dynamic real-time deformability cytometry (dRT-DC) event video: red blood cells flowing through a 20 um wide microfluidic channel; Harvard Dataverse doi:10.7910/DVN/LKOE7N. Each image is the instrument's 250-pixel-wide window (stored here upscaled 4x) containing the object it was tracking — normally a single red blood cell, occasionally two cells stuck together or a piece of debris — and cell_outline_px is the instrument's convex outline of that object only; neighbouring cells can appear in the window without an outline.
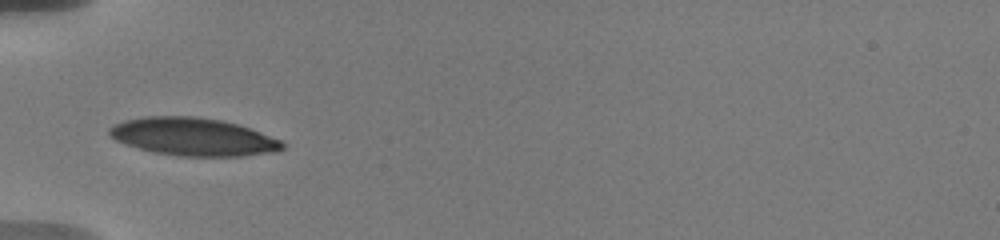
{"species": "human", "species_latin": "Homo sapiens", "temperature_condition": "warm", "stored_images_in_passage": 28, "camera_frame_rate_fps": 3000, "um_per_image_px": 0.085, "donor": {"sex": "male"}, "frame": {"image": 1, "passage_image": 1, "time_ms": 0.0, "image_size_px": [1000, 240], "cell_outline_px": [[284, 148], [280, 152], [240, 156], [180, 156], [156, 152], [140, 148], [116, 140], [108, 136], [108, 128], [112, 124], [124, 120], [144, 116], [196, 116], [220, 120], [240, 124], [280, 140], [284, 144]], "centroid_in_image_um": [16.42, 11.62], "position_along_channel_um": 68.6, "area_um2": 38.26}}
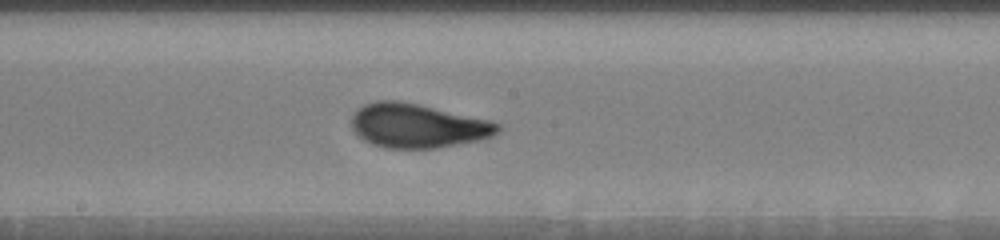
{"frame": {"image": 2, "passage_image": 11, "time_ms": 4.0, "image_size_px": [1000, 240], "cell_outline_px": [[500, 128], [492, 136], [476, 140], [436, 148], [384, 148], [372, 144], [364, 140], [352, 128], [352, 116], [364, 104], [376, 100], [400, 100], [420, 104], [488, 120], [500, 124]], "centroid_in_image_um": [35.46, 10.68], "position_along_channel_um": 212.7, "area_um2": 37.22}}
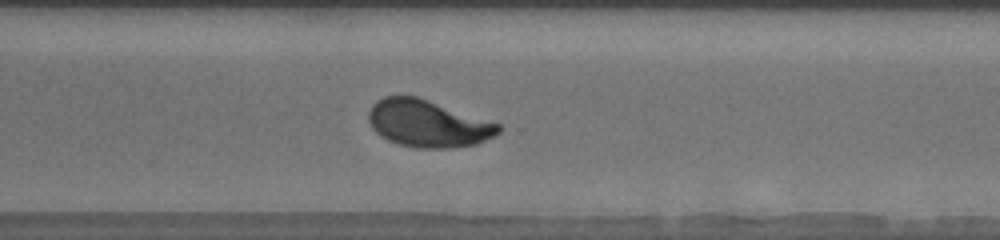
{"frame": {"image": 3, "passage_image": 19, "time_ms": 7.333, "image_size_px": [1000, 240], "cell_outline_px": [[500, 132], [476, 144], [452, 148], [416, 148], [400, 144], [388, 140], [380, 136], [372, 128], [368, 120], [368, 112], [372, 104], [376, 100], [384, 96], [416, 96], [500, 124]], "centroid_in_image_um": [36.32, 10.5], "position_along_channel_um": 334.3, "area_um2": 35.43}, "authors_computed_cell_mechanics": {"area_um2": 36.5296, "velocity_mm_per_s": 3.6622, "shape_relaxation_time_tau1_ms": 4.4149, "shape_relaxation_time_tau2_ms": null, "deformation_change_tau1": 0.1854, "deformation_change_tau2": null}}